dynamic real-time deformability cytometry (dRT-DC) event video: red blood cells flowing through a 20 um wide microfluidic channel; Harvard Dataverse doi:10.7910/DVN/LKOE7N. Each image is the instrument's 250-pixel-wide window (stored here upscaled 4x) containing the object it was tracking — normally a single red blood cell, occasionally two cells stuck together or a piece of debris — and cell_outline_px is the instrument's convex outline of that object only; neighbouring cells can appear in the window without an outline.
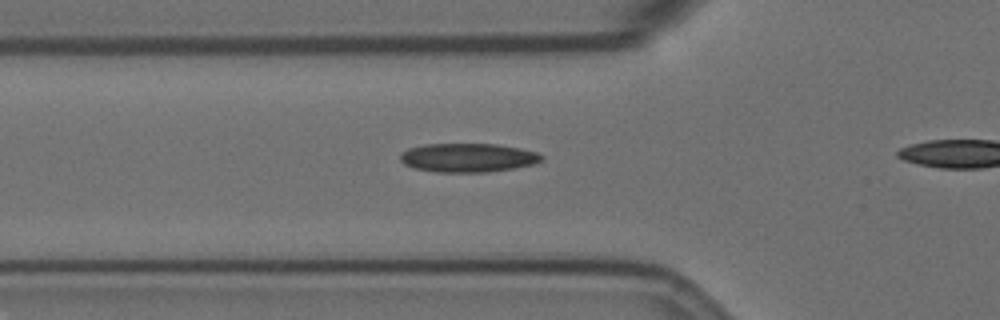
{"species": "Egyptian fruit bat (a non-hibernating species)", "species_latin": "Rousettus aegyptiacus", "temperature_condition": "room temperature", "stored_images_in_passage": 28, "camera_frame_rate_fps": 3000, "um_per_image_px": 0.085, "animal": {"sex": "female"}, "frame": {"image": 1, "passage_image": 2, "time_ms": 0.333, "image_size_px": [1000, 320], "cell_outline_px": [[544, 160], [532, 164], [516, 168], [488, 172], [436, 172], [416, 168], [404, 164], [400, 160], [400, 152], [408, 148], [424, 144], [496, 144], [520, 148], [536, 152], [544, 156]], "centroid_in_image_um": [39.78, 13.4], "position_along_channel_um": 86.0, "area_um2": 23.87}}
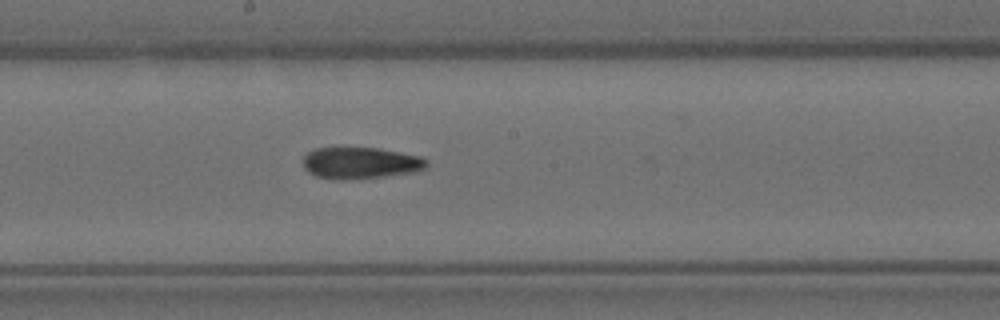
{"frame": {"image": 2, "passage_image": 13, "time_ms": 4.0, "image_size_px": [1000, 320], "cell_outline_px": [[428, 164], [424, 168], [412, 172], [384, 176], [344, 180], [336, 180], [316, 176], [308, 172], [304, 168], [304, 156], [308, 152], [316, 148], [380, 148], [420, 156], [428, 160]], "centroid_in_image_um": [30.63, 13.85], "position_along_channel_um": 217.6, "area_um2": 22.66}}
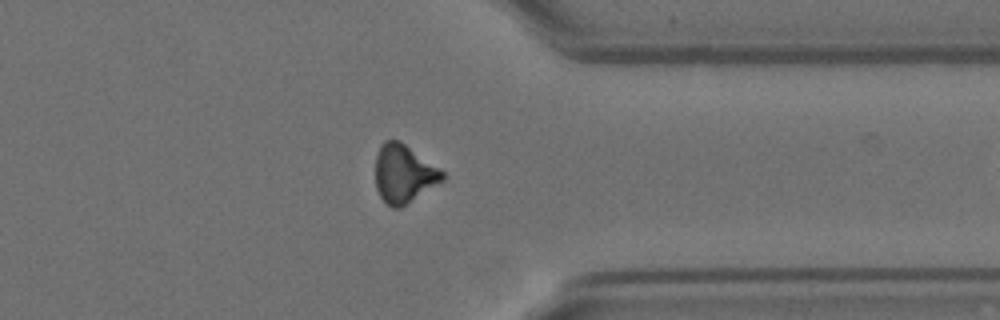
{"frame": {"image": 3, "passage_image": 27, "time_ms": 8.667, "image_size_px": [1000, 320], "cell_outline_px": [[444, 180], [400, 208], [392, 208], [380, 196], [376, 188], [376, 156], [380, 144], [384, 140], [396, 140], [404, 144], [440, 168], [444, 172]], "centroid_in_image_um": [34.31, 14.77], "position_along_channel_um": 377.1, "area_um2": 22.48}}